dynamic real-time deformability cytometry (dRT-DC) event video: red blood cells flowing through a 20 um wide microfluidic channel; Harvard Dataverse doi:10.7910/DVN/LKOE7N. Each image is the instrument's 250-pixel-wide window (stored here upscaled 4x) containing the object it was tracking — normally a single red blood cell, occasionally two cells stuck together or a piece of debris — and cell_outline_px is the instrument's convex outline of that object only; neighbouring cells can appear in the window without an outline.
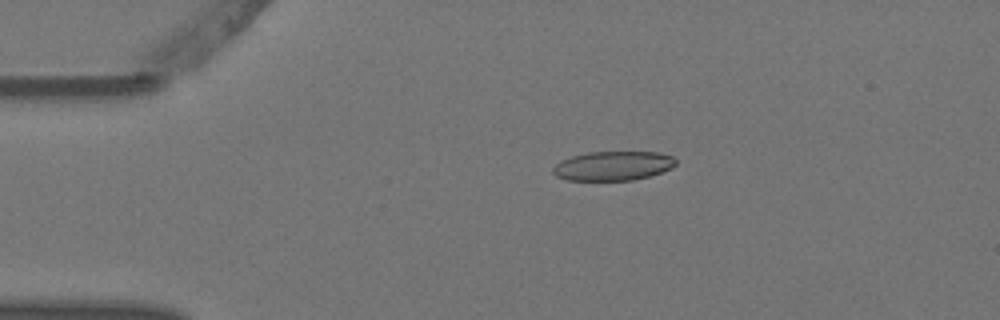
{"species": "Egyptian fruit bat (a non-hibernating species)", "species_latin": "Rousettus aegyptiacus", "temperature_condition": "warm", "stored_images_in_passage": 6, "camera_frame_rate_fps": 3000, "um_per_image_px": 0.085, "animal": {"sex": "female"}, "frame": {"image": 1, "passage_image": 3, "time_ms": 0.667, "image_size_px": [1000, 320], "cell_outline_px": [[676, 164], [672, 168], [652, 176], [632, 180], [568, 180], [556, 176], [552, 172], [552, 168], [560, 160], [572, 156], [588, 152], [660, 152], [672, 156], [676, 160]], "centroid_in_image_um": [52.12, 14.1], "position_along_channel_um": 32.9, "area_um2": 21.1}}
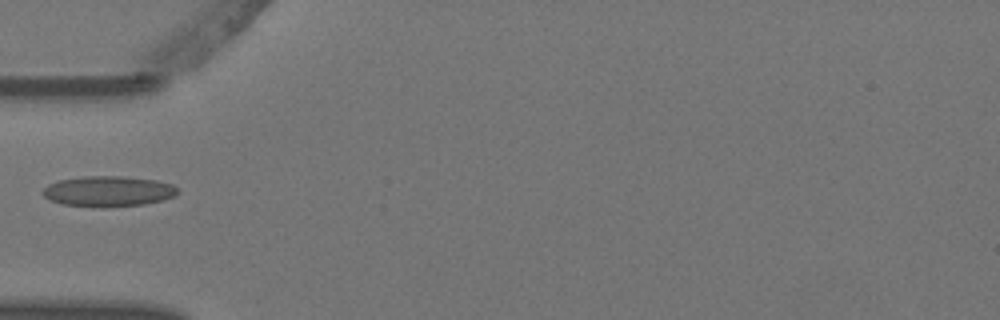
{"frame": {"image": 2, "passage_image": 5, "time_ms": 1.333, "image_size_px": [1000, 320], "cell_outline_px": [[176, 192], [172, 196], [164, 200], [144, 204], [104, 208], [96, 208], [60, 204], [44, 196], [44, 188], [48, 184], [56, 180], [84, 176], [120, 176], [156, 180], [172, 184], [176, 188]], "centroid_in_image_um": [9.16, 16.27], "position_along_channel_um": 75.8, "area_um2": 24.1}}
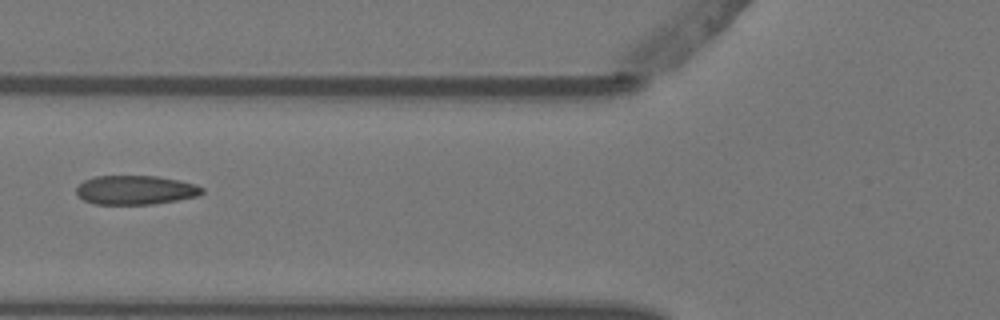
{"frame": {"image": 3, "passage_image": 6, "time_ms": 1.667, "image_size_px": [1000, 320], "cell_outline_px": [[204, 192], [196, 196], [176, 200], [152, 204], [96, 204], [84, 200], [76, 192], [76, 188], [84, 180], [96, 176], [156, 176], [196, 184], [204, 188]], "centroid_in_image_um": [11.52, 16.15], "position_along_channel_um": 114.3, "area_um2": 21.1}}